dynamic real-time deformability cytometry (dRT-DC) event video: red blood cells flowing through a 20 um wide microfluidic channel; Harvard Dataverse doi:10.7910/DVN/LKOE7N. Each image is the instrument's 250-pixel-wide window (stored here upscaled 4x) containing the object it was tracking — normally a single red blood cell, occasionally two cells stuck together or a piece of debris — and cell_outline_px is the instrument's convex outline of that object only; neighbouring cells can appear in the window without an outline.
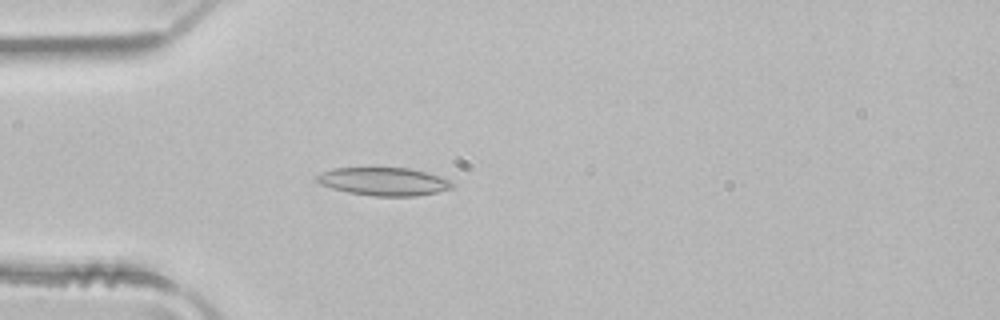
{"species": "common noctule bat (a hibernating species)", "species_latin": "Nyctalus noctula", "temperature_condition": "room temperature", "stored_images_in_passage": 3, "camera_frame_rate_fps": 3000, "um_per_image_px": 0.085, "animal": {"sex": "male", "body_mass_g": 21.5, "forearm_length_mm": 52.0}, "frame": {"image": 1, "passage_image": 3, "time_ms": 0.667, "image_size_px": [1000, 320], "cell_outline_px": [[456, 184], [452, 188], [436, 192], [416, 196], [372, 196], [348, 192], [332, 188], [320, 184], [316, 180], [316, 176], [332, 168], [408, 168], [440, 176], [452, 180]], "centroid_in_image_um": [32.65, 15.43], "position_along_channel_um": 52.3, "area_um2": 22.08}}